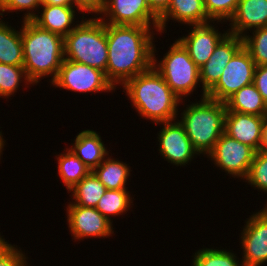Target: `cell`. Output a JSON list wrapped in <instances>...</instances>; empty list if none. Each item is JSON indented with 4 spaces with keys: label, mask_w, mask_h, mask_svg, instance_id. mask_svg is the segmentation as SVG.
<instances>
[{
    "label": "cell",
    "mask_w": 267,
    "mask_h": 266,
    "mask_svg": "<svg viewBox=\"0 0 267 266\" xmlns=\"http://www.w3.org/2000/svg\"><path fill=\"white\" fill-rule=\"evenodd\" d=\"M99 18L105 24L159 26V17L150 9L147 0H106Z\"/></svg>",
    "instance_id": "14"
},
{
    "label": "cell",
    "mask_w": 267,
    "mask_h": 266,
    "mask_svg": "<svg viewBox=\"0 0 267 266\" xmlns=\"http://www.w3.org/2000/svg\"><path fill=\"white\" fill-rule=\"evenodd\" d=\"M265 116L227 111L224 133L237 141L260 151Z\"/></svg>",
    "instance_id": "16"
},
{
    "label": "cell",
    "mask_w": 267,
    "mask_h": 266,
    "mask_svg": "<svg viewBox=\"0 0 267 266\" xmlns=\"http://www.w3.org/2000/svg\"><path fill=\"white\" fill-rule=\"evenodd\" d=\"M0 17V63L23 66L24 53L21 39V26L13 25Z\"/></svg>",
    "instance_id": "22"
},
{
    "label": "cell",
    "mask_w": 267,
    "mask_h": 266,
    "mask_svg": "<svg viewBox=\"0 0 267 266\" xmlns=\"http://www.w3.org/2000/svg\"><path fill=\"white\" fill-rule=\"evenodd\" d=\"M20 20L25 73L32 84H51L64 61V37L43 29L32 20ZM49 80V81H48Z\"/></svg>",
    "instance_id": "3"
},
{
    "label": "cell",
    "mask_w": 267,
    "mask_h": 266,
    "mask_svg": "<svg viewBox=\"0 0 267 266\" xmlns=\"http://www.w3.org/2000/svg\"><path fill=\"white\" fill-rule=\"evenodd\" d=\"M64 152H54L57 160V176L60 178L62 185L65 186L68 192L77 185L91 169L85 165L67 146L63 149Z\"/></svg>",
    "instance_id": "23"
},
{
    "label": "cell",
    "mask_w": 267,
    "mask_h": 266,
    "mask_svg": "<svg viewBox=\"0 0 267 266\" xmlns=\"http://www.w3.org/2000/svg\"><path fill=\"white\" fill-rule=\"evenodd\" d=\"M72 6L83 14V18H99L103 13L106 5V0H71ZM88 14V15H86Z\"/></svg>",
    "instance_id": "34"
},
{
    "label": "cell",
    "mask_w": 267,
    "mask_h": 266,
    "mask_svg": "<svg viewBox=\"0 0 267 266\" xmlns=\"http://www.w3.org/2000/svg\"><path fill=\"white\" fill-rule=\"evenodd\" d=\"M102 139L96 130L84 129L71 139L69 146H66L92 171L111 153Z\"/></svg>",
    "instance_id": "20"
},
{
    "label": "cell",
    "mask_w": 267,
    "mask_h": 266,
    "mask_svg": "<svg viewBox=\"0 0 267 266\" xmlns=\"http://www.w3.org/2000/svg\"><path fill=\"white\" fill-rule=\"evenodd\" d=\"M253 84L267 103V65L256 66Z\"/></svg>",
    "instance_id": "35"
},
{
    "label": "cell",
    "mask_w": 267,
    "mask_h": 266,
    "mask_svg": "<svg viewBox=\"0 0 267 266\" xmlns=\"http://www.w3.org/2000/svg\"><path fill=\"white\" fill-rule=\"evenodd\" d=\"M9 244V240L7 241L5 238H4V235L1 234L0 232V251L5 248L7 245Z\"/></svg>",
    "instance_id": "40"
},
{
    "label": "cell",
    "mask_w": 267,
    "mask_h": 266,
    "mask_svg": "<svg viewBox=\"0 0 267 266\" xmlns=\"http://www.w3.org/2000/svg\"><path fill=\"white\" fill-rule=\"evenodd\" d=\"M64 58L89 65L106 74L108 60L106 24L100 18H83L64 37Z\"/></svg>",
    "instance_id": "5"
},
{
    "label": "cell",
    "mask_w": 267,
    "mask_h": 266,
    "mask_svg": "<svg viewBox=\"0 0 267 266\" xmlns=\"http://www.w3.org/2000/svg\"><path fill=\"white\" fill-rule=\"evenodd\" d=\"M0 129H1V126H0ZM4 135V133L2 132V130H0V162H1V160H2V156H3V151L5 150L4 148H5V146H7V144H6V140L4 139L5 138V136H3Z\"/></svg>",
    "instance_id": "39"
},
{
    "label": "cell",
    "mask_w": 267,
    "mask_h": 266,
    "mask_svg": "<svg viewBox=\"0 0 267 266\" xmlns=\"http://www.w3.org/2000/svg\"><path fill=\"white\" fill-rule=\"evenodd\" d=\"M239 0H204L207 17L212 22H225L228 24L233 17Z\"/></svg>",
    "instance_id": "32"
},
{
    "label": "cell",
    "mask_w": 267,
    "mask_h": 266,
    "mask_svg": "<svg viewBox=\"0 0 267 266\" xmlns=\"http://www.w3.org/2000/svg\"><path fill=\"white\" fill-rule=\"evenodd\" d=\"M243 47V39L240 36L228 33L216 46L208 61L199 68L202 89L200 98L206 97V93L217 83L227 63Z\"/></svg>",
    "instance_id": "15"
},
{
    "label": "cell",
    "mask_w": 267,
    "mask_h": 266,
    "mask_svg": "<svg viewBox=\"0 0 267 266\" xmlns=\"http://www.w3.org/2000/svg\"><path fill=\"white\" fill-rule=\"evenodd\" d=\"M256 64L249 52L242 47L227 63L217 83L206 93V97L226 102L243 86L253 83Z\"/></svg>",
    "instance_id": "9"
},
{
    "label": "cell",
    "mask_w": 267,
    "mask_h": 266,
    "mask_svg": "<svg viewBox=\"0 0 267 266\" xmlns=\"http://www.w3.org/2000/svg\"><path fill=\"white\" fill-rule=\"evenodd\" d=\"M150 9L160 17L168 8L170 0H147Z\"/></svg>",
    "instance_id": "36"
},
{
    "label": "cell",
    "mask_w": 267,
    "mask_h": 266,
    "mask_svg": "<svg viewBox=\"0 0 267 266\" xmlns=\"http://www.w3.org/2000/svg\"><path fill=\"white\" fill-rule=\"evenodd\" d=\"M20 86H25L26 89L34 86L28 79L24 67L0 63V98L12 100L11 97L18 93Z\"/></svg>",
    "instance_id": "28"
},
{
    "label": "cell",
    "mask_w": 267,
    "mask_h": 266,
    "mask_svg": "<svg viewBox=\"0 0 267 266\" xmlns=\"http://www.w3.org/2000/svg\"><path fill=\"white\" fill-rule=\"evenodd\" d=\"M222 247L214 248L213 245L209 248H199L191 256L190 266H244L236 251H233L234 249L227 248L226 250V247Z\"/></svg>",
    "instance_id": "27"
},
{
    "label": "cell",
    "mask_w": 267,
    "mask_h": 266,
    "mask_svg": "<svg viewBox=\"0 0 267 266\" xmlns=\"http://www.w3.org/2000/svg\"><path fill=\"white\" fill-rule=\"evenodd\" d=\"M169 22H171L170 25L174 22L179 26H189L207 24L212 21L207 17L204 0H170L167 10L159 17L161 37L167 32Z\"/></svg>",
    "instance_id": "17"
},
{
    "label": "cell",
    "mask_w": 267,
    "mask_h": 266,
    "mask_svg": "<svg viewBox=\"0 0 267 266\" xmlns=\"http://www.w3.org/2000/svg\"><path fill=\"white\" fill-rule=\"evenodd\" d=\"M266 204H263V209L267 212V201L265 202Z\"/></svg>",
    "instance_id": "41"
},
{
    "label": "cell",
    "mask_w": 267,
    "mask_h": 266,
    "mask_svg": "<svg viewBox=\"0 0 267 266\" xmlns=\"http://www.w3.org/2000/svg\"><path fill=\"white\" fill-rule=\"evenodd\" d=\"M181 105L183 107L179 108L177 120L184 127L199 158L206 157L224 133L226 104L203 97L194 101L181 100Z\"/></svg>",
    "instance_id": "4"
},
{
    "label": "cell",
    "mask_w": 267,
    "mask_h": 266,
    "mask_svg": "<svg viewBox=\"0 0 267 266\" xmlns=\"http://www.w3.org/2000/svg\"><path fill=\"white\" fill-rule=\"evenodd\" d=\"M111 155V156H110ZM112 157V153L92 170L95 176L104 184L107 190L128 189V181L131 180L132 171L127 162Z\"/></svg>",
    "instance_id": "21"
},
{
    "label": "cell",
    "mask_w": 267,
    "mask_h": 266,
    "mask_svg": "<svg viewBox=\"0 0 267 266\" xmlns=\"http://www.w3.org/2000/svg\"><path fill=\"white\" fill-rule=\"evenodd\" d=\"M256 151L249 145L223 133L215 143L214 149L206 156L218 171L229 177L243 181L250 169Z\"/></svg>",
    "instance_id": "8"
},
{
    "label": "cell",
    "mask_w": 267,
    "mask_h": 266,
    "mask_svg": "<svg viewBox=\"0 0 267 266\" xmlns=\"http://www.w3.org/2000/svg\"><path fill=\"white\" fill-rule=\"evenodd\" d=\"M53 88L67 90L82 95L90 93H115L117 90L107 79L105 72L75 61L64 59L56 79L50 84ZM105 92V93H104ZM94 93V94H93Z\"/></svg>",
    "instance_id": "7"
},
{
    "label": "cell",
    "mask_w": 267,
    "mask_h": 266,
    "mask_svg": "<svg viewBox=\"0 0 267 266\" xmlns=\"http://www.w3.org/2000/svg\"><path fill=\"white\" fill-rule=\"evenodd\" d=\"M107 188L91 171L77 185L67 193L71 198L66 202L67 205H79L84 207H96L100 198Z\"/></svg>",
    "instance_id": "26"
},
{
    "label": "cell",
    "mask_w": 267,
    "mask_h": 266,
    "mask_svg": "<svg viewBox=\"0 0 267 266\" xmlns=\"http://www.w3.org/2000/svg\"><path fill=\"white\" fill-rule=\"evenodd\" d=\"M120 88L137 115L155 125L177 120L181 99L152 66L127 80Z\"/></svg>",
    "instance_id": "2"
},
{
    "label": "cell",
    "mask_w": 267,
    "mask_h": 266,
    "mask_svg": "<svg viewBox=\"0 0 267 266\" xmlns=\"http://www.w3.org/2000/svg\"><path fill=\"white\" fill-rule=\"evenodd\" d=\"M225 22H210L202 25L185 26L187 34L178 37L177 39L189 52L190 58L198 68H201L211 57L218 43L229 33L226 29L219 31L221 24ZM191 27V28H190ZM218 27V28H217ZM223 32V33H222Z\"/></svg>",
    "instance_id": "13"
},
{
    "label": "cell",
    "mask_w": 267,
    "mask_h": 266,
    "mask_svg": "<svg viewBox=\"0 0 267 266\" xmlns=\"http://www.w3.org/2000/svg\"><path fill=\"white\" fill-rule=\"evenodd\" d=\"M158 35L159 26L106 24V77L117 90L153 66V46Z\"/></svg>",
    "instance_id": "1"
},
{
    "label": "cell",
    "mask_w": 267,
    "mask_h": 266,
    "mask_svg": "<svg viewBox=\"0 0 267 266\" xmlns=\"http://www.w3.org/2000/svg\"><path fill=\"white\" fill-rule=\"evenodd\" d=\"M158 52L154 43L153 66L162 75L170 89L181 100H189V96L191 97L194 92L197 95V88H202L200 71L182 43L176 38L172 44L170 43L163 58L158 56Z\"/></svg>",
    "instance_id": "6"
},
{
    "label": "cell",
    "mask_w": 267,
    "mask_h": 266,
    "mask_svg": "<svg viewBox=\"0 0 267 266\" xmlns=\"http://www.w3.org/2000/svg\"><path fill=\"white\" fill-rule=\"evenodd\" d=\"M242 182L250 185L252 190H257L258 195L260 192L262 196L267 195V151L260 150L255 153L249 172Z\"/></svg>",
    "instance_id": "30"
},
{
    "label": "cell",
    "mask_w": 267,
    "mask_h": 266,
    "mask_svg": "<svg viewBox=\"0 0 267 266\" xmlns=\"http://www.w3.org/2000/svg\"><path fill=\"white\" fill-rule=\"evenodd\" d=\"M128 190H106L95 208L113 224L116 216H124L129 211L134 212L131 208L134 207L135 194L133 195L132 191Z\"/></svg>",
    "instance_id": "25"
},
{
    "label": "cell",
    "mask_w": 267,
    "mask_h": 266,
    "mask_svg": "<svg viewBox=\"0 0 267 266\" xmlns=\"http://www.w3.org/2000/svg\"><path fill=\"white\" fill-rule=\"evenodd\" d=\"M242 39L256 66L267 65V26L250 31Z\"/></svg>",
    "instance_id": "29"
},
{
    "label": "cell",
    "mask_w": 267,
    "mask_h": 266,
    "mask_svg": "<svg viewBox=\"0 0 267 266\" xmlns=\"http://www.w3.org/2000/svg\"><path fill=\"white\" fill-rule=\"evenodd\" d=\"M42 4L72 6L71 0H42Z\"/></svg>",
    "instance_id": "38"
},
{
    "label": "cell",
    "mask_w": 267,
    "mask_h": 266,
    "mask_svg": "<svg viewBox=\"0 0 267 266\" xmlns=\"http://www.w3.org/2000/svg\"><path fill=\"white\" fill-rule=\"evenodd\" d=\"M42 5V0H0V17L8 16L10 12L23 13L22 20H31ZM6 14V15H4Z\"/></svg>",
    "instance_id": "31"
},
{
    "label": "cell",
    "mask_w": 267,
    "mask_h": 266,
    "mask_svg": "<svg viewBox=\"0 0 267 266\" xmlns=\"http://www.w3.org/2000/svg\"><path fill=\"white\" fill-rule=\"evenodd\" d=\"M155 125L160 126L159 131L155 134L157 135L158 155L170 163L169 165L180 166V168L187 167L200 156L193 148L184 127L178 120Z\"/></svg>",
    "instance_id": "10"
},
{
    "label": "cell",
    "mask_w": 267,
    "mask_h": 266,
    "mask_svg": "<svg viewBox=\"0 0 267 266\" xmlns=\"http://www.w3.org/2000/svg\"><path fill=\"white\" fill-rule=\"evenodd\" d=\"M225 104L227 111L258 116L267 115V103L263 100L262 95L253 83L243 86Z\"/></svg>",
    "instance_id": "24"
},
{
    "label": "cell",
    "mask_w": 267,
    "mask_h": 266,
    "mask_svg": "<svg viewBox=\"0 0 267 266\" xmlns=\"http://www.w3.org/2000/svg\"><path fill=\"white\" fill-rule=\"evenodd\" d=\"M239 234V245L244 266H264L267 263V212L252 211L244 220Z\"/></svg>",
    "instance_id": "11"
},
{
    "label": "cell",
    "mask_w": 267,
    "mask_h": 266,
    "mask_svg": "<svg viewBox=\"0 0 267 266\" xmlns=\"http://www.w3.org/2000/svg\"><path fill=\"white\" fill-rule=\"evenodd\" d=\"M260 150L267 151V115L265 116V120L262 128V141L260 144Z\"/></svg>",
    "instance_id": "37"
},
{
    "label": "cell",
    "mask_w": 267,
    "mask_h": 266,
    "mask_svg": "<svg viewBox=\"0 0 267 266\" xmlns=\"http://www.w3.org/2000/svg\"><path fill=\"white\" fill-rule=\"evenodd\" d=\"M65 217L73 242L85 239L110 238L114 236V225L96 208L65 204ZM84 239V240H83ZM80 241V242H79Z\"/></svg>",
    "instance_id": "12"
},
{
    "label": "cell",
    "mask_w": 267,
    "mask_h": 266,
    "mask_svg": "<svg viewBox=\"0 0 267 266\" xmlns=\"http://www.w3.org/2000/svg\"><path fill=\"white\" fill-rule=\"evenodd\" d=\"M227 29L240 37L250 31L267 26V0H239Z\"/></svg>",
    "instance_id": "18"
},
{
    "label": "cell",
    "mask_w": 267,
    "mask_h": 266,
    "mask_svg": "<svg viewBox=\"0 0 267 266\" xmlns=\"http://www.w3.org/2000/svg\"><path fill=\"white\" fill-rule=\"evenodd\" d=\"M76 11L73 6L42 4L31 20L39 27L65 37L83 19Z\"/></svg>",
    "instance_id": "19"
},
{
    "label": "cell",
    "mask_w": 267,
    "mask_h": 266,
    "mask_svg": "<svg viewBox=\"0 0 267 266\" xmlns=\"http://www.w3.org/2000/svg\"><path fill=\"white\" fill-rule=\"evenodd\" d=\"M28 252L23 251L19 245L11 244V242L0 251V266H32L27 261Z\"/></svg>",
    "instance_id": "33"
}]
</instances>
